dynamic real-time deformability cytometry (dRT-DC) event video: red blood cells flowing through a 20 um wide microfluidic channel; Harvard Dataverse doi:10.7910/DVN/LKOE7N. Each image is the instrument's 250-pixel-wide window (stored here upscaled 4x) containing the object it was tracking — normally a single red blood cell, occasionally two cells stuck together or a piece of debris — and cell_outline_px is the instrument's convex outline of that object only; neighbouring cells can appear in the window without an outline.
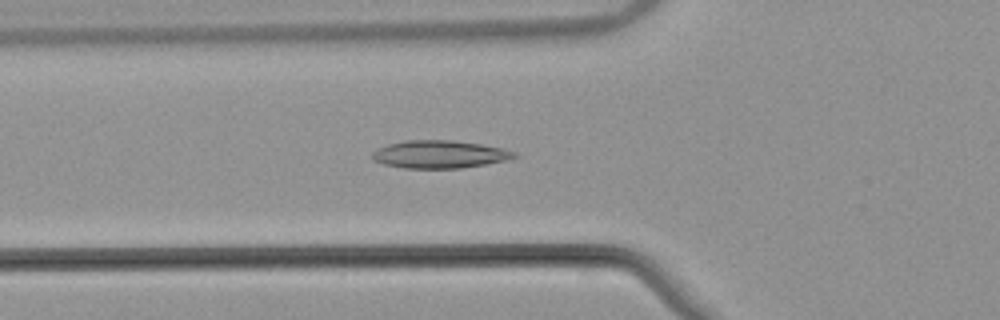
{"species": "common noctule bat (a hibernating species)", "species_latin": "Nyctalus noctula", "temperature_condition": "warm", "stored_images_in_passage": 54, "camera_frame_rate_fps": 3000, "um_per_image_px": 0.085, "animal": {"sex": "male", "body_mass_g": 21.5, "forearm_length_mm": 52.0}, "frame": {"image": 1, "passage_image": 20, "time_ms": 6.333, "image_size_px": [1000, 320], "cell_outline_px": [[520, 156], [508, 160], [460, 168], [404, 168], [384, 164], [372, 160], [372, 152], [388, 144], [404, 140], [452, 140], [480, 144], [504, 148], [516, 152]], "centroid_in_image_um": [37.39, 13.11], "position_along_channel_um": 88.4, "area_um2": 23.0}}
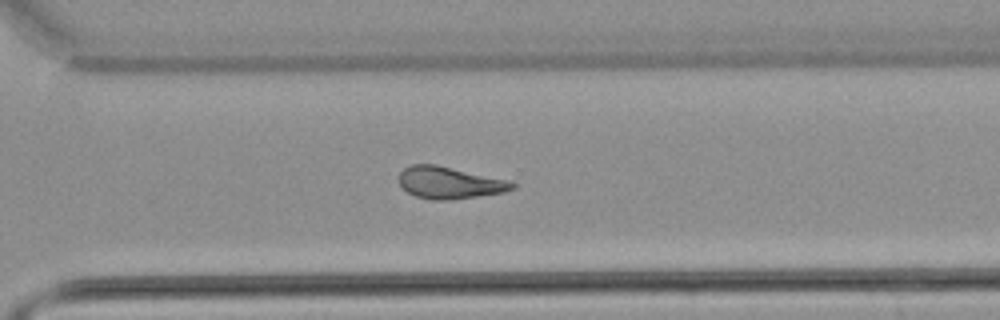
{"frame": {"image": 2, "passage_image": 39, "time_ms": 12.667, "image_size_px": [1000, 320], "cell_outline_px": [[516, 188], [504, 192], [452, 200], [432, 200], [416, 196], [408, 192], [400, 184], [400, 172], [404, 168], [412, 164], [436, 164], [512, 180], [516, 184]], "centroid_in_image_um": [38.27, 15.52], "position_along_channel_um": 332.3, "area_um2": 21.33}}
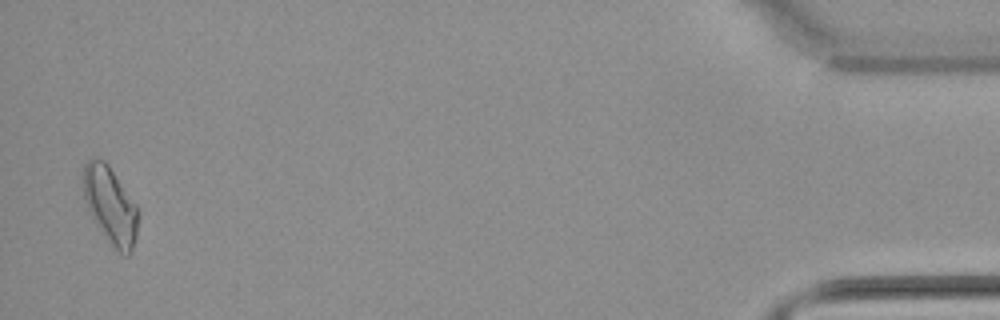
{"frame": {"image": 3, "passage_image": 53, "time_ms": 17.333, "image_size_px": [1000, 320], "cell_outline_px": [[136, 236], [132, 252], [128, 256], [120, 256], [96, 224], [84, 200], [84, 164], [88, 160], [104, 160], [108, 164], [136, 204]], "centroid_in_image_um": [9.38, 17.5], "position_along_channel_um": 425.8, "area_um2": 24.1}, "authors_computed_cell_mechanics": {"area_um2": 21.6461, "velocity_mm_per_s": 3.8498, "shape_relaxation_time_tau1_ms": null, "shape_relaxation_time_tau2_ms": 5.5326, "deformation_change_tau1": null, "deformation_change_tau2": 0.14}}